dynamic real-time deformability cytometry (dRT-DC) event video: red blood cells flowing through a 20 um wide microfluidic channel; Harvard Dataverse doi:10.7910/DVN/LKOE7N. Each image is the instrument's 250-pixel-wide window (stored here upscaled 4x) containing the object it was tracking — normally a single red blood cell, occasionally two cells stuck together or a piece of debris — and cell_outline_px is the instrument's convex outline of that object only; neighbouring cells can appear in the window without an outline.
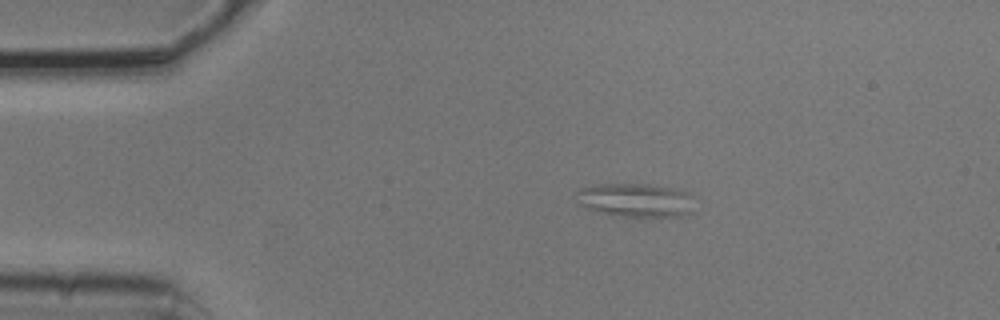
{"species": "common noctule bat (a hibernating species)", "species_latin": "Nyctalus noctula", "temperature_condition": "cold", "stored_images_in_passage": 2, "camera_frame_rate_fps": 3000, "um_per_image_px": 0.085, "animal": {"sex": "male", "body_mass_g": 20.5, "forearm_length_mm": 52.5}, "frame": {"image": 1, "passage_image": 1, "time_ms": 0.0, "image_size_px": [1000, 320], "cell_outline_px": [[692, 212], [680, 216], [624, 216], [600, 212], [588, 208], [580, 204], [576, 192], [580, 188], [596, 184], [644, 184], [676, 188], [692, 196]], "centroid_in_image_um": [54.03, 17.0], "position_along_channel_um": 31.0, "area_um2": 22.89}}